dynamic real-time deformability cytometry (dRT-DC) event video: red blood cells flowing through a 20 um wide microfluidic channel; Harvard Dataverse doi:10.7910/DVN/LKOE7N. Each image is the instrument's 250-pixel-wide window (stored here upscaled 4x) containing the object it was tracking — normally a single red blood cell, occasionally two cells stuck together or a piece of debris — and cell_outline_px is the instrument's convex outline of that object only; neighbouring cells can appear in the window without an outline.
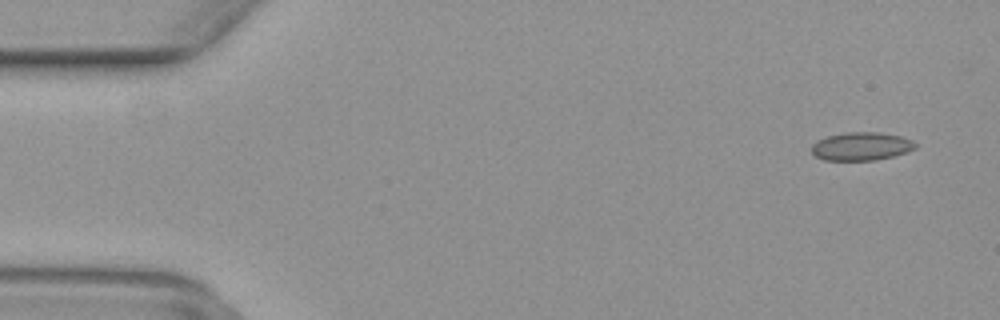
{"species": "common noctule bat (a hibernating species)", "species_latin": "Nyctalus noctula", "temperature_condition": "warm", "stored_images_in_passage": 50, "camera_frame_rate_fps": 3000, "um_per_image_px": 0.085, "animal": {"sex": "female", "body_mass_g": 29.2, "forearm_length_mm": 56.3}, "frame": {"image": 1, "passage_image": 3, "time_ms": 0.667, "image_size_px": [1000, 320], "cell_outline_px": [[916, 148], [908, 152], [876, 160], [824, 160], [816, 156], [812, 152], [812, 144], [816, 140], [828, 136], [844, 132], [880, 132], [900, 136], [912, 140], [916, 144]], "centroid_in_image_um": [73.21, 12.43], "position_along_channel_um": 11.8, "area_um2": 17.11}}
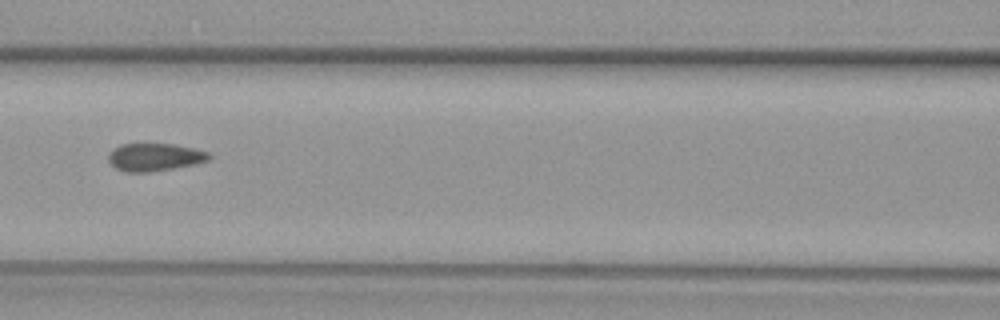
{"frame": {"image": 2, "passage_image": 22, "time_ms": 7.0, "image_size_px": [1000, 320], "cell_outline_px": [[212, 156], [208, 160], [192, 164], [172, 168], [148, 172], [124, 172], [116, 168], [108, 160], [108, 152], [112, 148], [120, 144], [172, 144], [192, 148], [208, 152]], "centroid_in_image_um": [13.09, 13.35], "position_along_channel_um": 153.5, "area_um2": 16.13}}
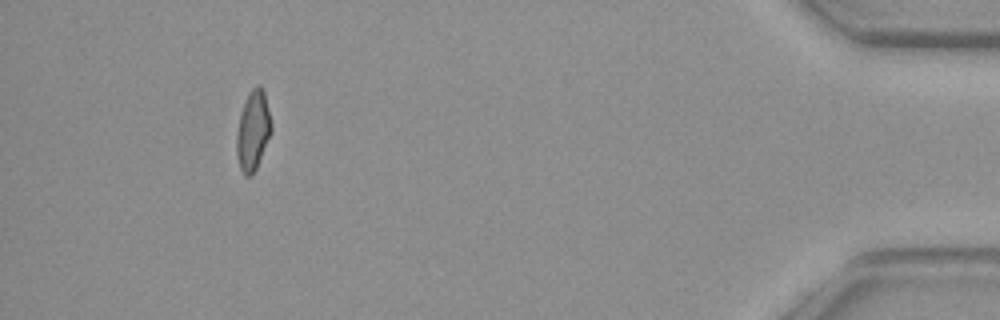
{"frame": {"image": 3, "passage_image": 46, "time_ms": 15.0, "image_size_px": [1000, 320], "cell_outline_px": [[272, 132], [256, 168], [252, 176], [244, 176], [240, 168], [236, 156], [236, 132], [240, 112], [244, 100], [248, 92], [256, 84], [260, 84], [264, 92], [272, 124]], "centroid_in_image_um": [21.49, 11.08], "position_along_channel_um": 413.7, "area_um2": 16.47}}